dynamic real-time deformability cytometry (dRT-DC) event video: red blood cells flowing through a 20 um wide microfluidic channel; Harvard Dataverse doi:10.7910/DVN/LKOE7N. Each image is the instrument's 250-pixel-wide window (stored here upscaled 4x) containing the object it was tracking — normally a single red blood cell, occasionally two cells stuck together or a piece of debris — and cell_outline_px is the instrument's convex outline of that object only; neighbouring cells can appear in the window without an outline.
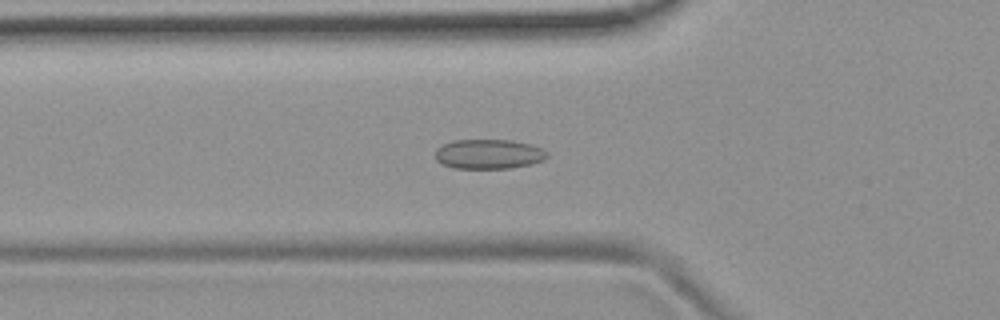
{"species": "common noctule bat (a hibernating species)", "species_latin": "Nyctalus noctula", "temperature_condition": "room temperature", "stored_images_in_passage": 53, "camera_frame_rate_fps": 3000, "um_per_image_px": 0.085, "animal": {"sex": "female", "body_mass_g": 19.9}, "frame": {"image": 1, "passage_image": 18, "time_ms": 5.667, "image_size_px": [1000, 320], "cell_outline_px": [[548, 156], [544, 160], [532, 164], [512, 168], [452, 168], [436, 160], [436, 148], [452, 140], [512, 140], [528, 144], [540, 148], [548, 152]], "centroid_in_image_um": [41.55, 13.1], "position_along_channel_um": 84.3, "area_um2": 19.31}}
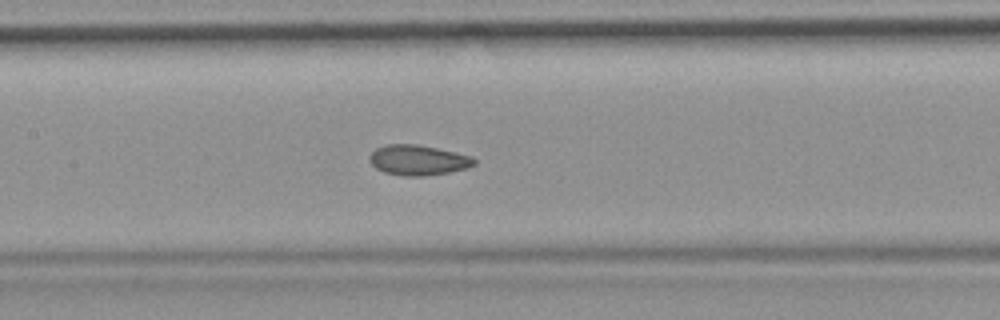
{"frame": {"image": 2, "passage_image": 25, "time_ms": 8.0, "image_size_px": [1000, 320], "cell_outline_px": [[476, 164], [468, 168], [448, 172], [424, 176], [404, 176], [384, 172], [376, 168], [368, 160], [368, 156], [376, 148], [384, 144], [416, 144], [436, 148], [472, 156], [476, 160]], "centroid_in_image_um": [35.52, 13.61], "position_along_channel_um": 171.9, "area_um2": 18.5}}
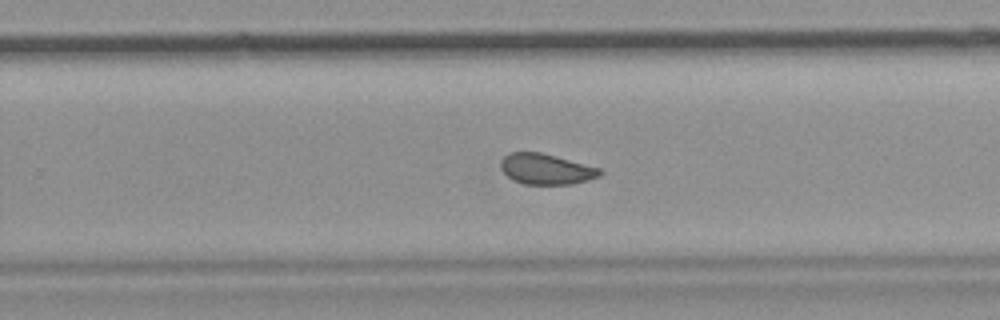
{"frame": {"image": 3, "passage_image": 34, "time_ms": 11.0, "image_size_px": [1000, 320], "cell_outline_px": [[604, 172], [600, 176], [588, 180], [572, 184], [524, 184], [512, 180], [500, 168], [500, 160], [504, 156], [512, 152], [540, 152], [556, 156], [600, 168]], "centroid_in_image_um": [46.42, 14.37], "position_along_channel_um": 283.4, "area_um2": 17.74}, "authors_computed_cell_mechanics": {"area_um2": 18.6694, "velocity_mm_per_s": 3.7359, "shape_relaxation_time_tau1_ms": null, "shape_relaxation_time_tau2_ms": 1.6303, "deformation_change_tau1": null, "deformation_change_tau2": 0.0733}}